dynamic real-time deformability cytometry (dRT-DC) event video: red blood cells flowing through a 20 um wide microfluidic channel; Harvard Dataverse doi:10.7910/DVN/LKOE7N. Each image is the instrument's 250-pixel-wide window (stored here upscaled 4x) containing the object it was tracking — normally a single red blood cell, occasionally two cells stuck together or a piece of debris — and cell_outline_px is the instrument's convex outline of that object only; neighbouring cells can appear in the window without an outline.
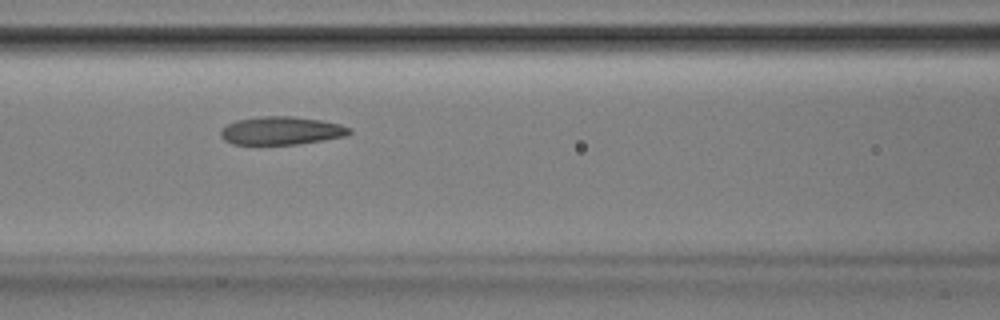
{"species": "Egyptian fruit bat (a non-hibernating species)", "species_latin": "Rousettus aegyptiacus", "temperature_condition": "room temperature", "stored_images_in_passage": 34, "camera_frame_rate_fps": 3000, "um_per_image_px": 0.085, "animal": {"sex": "male"}, "frame": {"image": 1, "passage_image": 9, "time_ms": 2.667, "image_size_px": [1000, 320], "cell_outline_px": [[352, 132], [344, 136], [324, 140], [296, 144], [232, 144], [224, 140], [220, 136], [220, 132], [228, 124], [236, 120], [260, 116], [292, 116], [320, 120], [340, 124], [352, 128]], "centroid_in_image_um": [23.92, 11.1], "position_along_channel_um": 142.7, "area_um2": 21.04}}
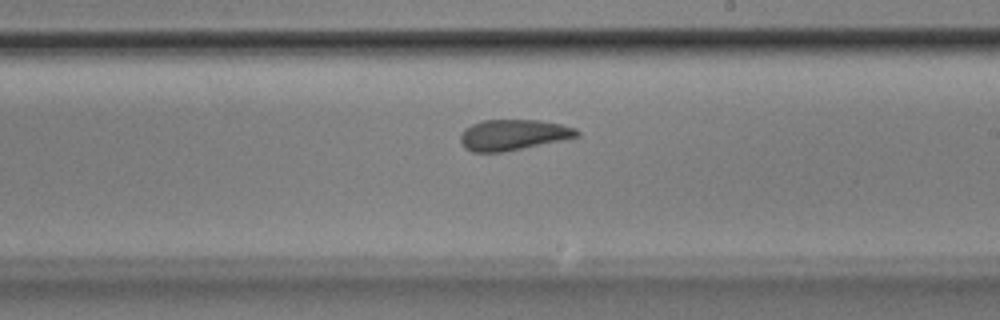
{"frame": {"image": 2, "passage_image": 17, "time_ms": 5.333, "image_size_px": [1000, 320], "cell_outline_px": [[580, 136], [504, 152], [472, 152], [464, 148], [460, 140], [460, 136], [464, 128], [472, 124], [484, 120], [540, 120], [560, 124], [576, 128], [580, 132]], "centroid_in_image_um": [43.6, 11.46], "position_along_channel_um": 245.4, "area_um2": 20.87}}
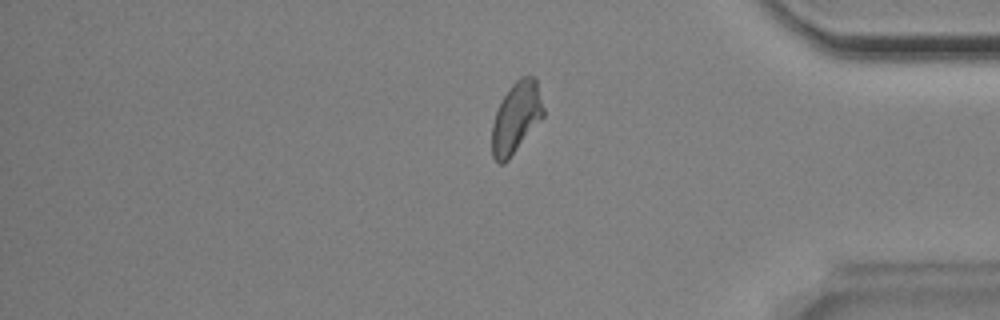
{"frame": {"image": 3, "passage_image": 30, "time_ms": 9.667, "image_size_px": [1000, 320], "cell_outline_px": [[544, 116], [508, 160], [504, 164], [500, 164], [492, 156], [492, 124], [496, 112], [504, 96], [512, 84], [520, 76], [536, 76], [544, 108]], "centroid_in_image_um": [43.89, 9.98], "position_along_channel_um": 391.3, "area_um2": 21.21}, "authors_computed_cell_mechanics": {"area_um2": 21.1259, "velocity_mm_per_s": 3.8625, "shape_relaxation_time_tau1_ms": 6.4106, "shape_relaxation_time_tau2_ms": 2.2417, "deformation_change_tau1": 0.1416, "deformation_change_tau2": 0.0916}}